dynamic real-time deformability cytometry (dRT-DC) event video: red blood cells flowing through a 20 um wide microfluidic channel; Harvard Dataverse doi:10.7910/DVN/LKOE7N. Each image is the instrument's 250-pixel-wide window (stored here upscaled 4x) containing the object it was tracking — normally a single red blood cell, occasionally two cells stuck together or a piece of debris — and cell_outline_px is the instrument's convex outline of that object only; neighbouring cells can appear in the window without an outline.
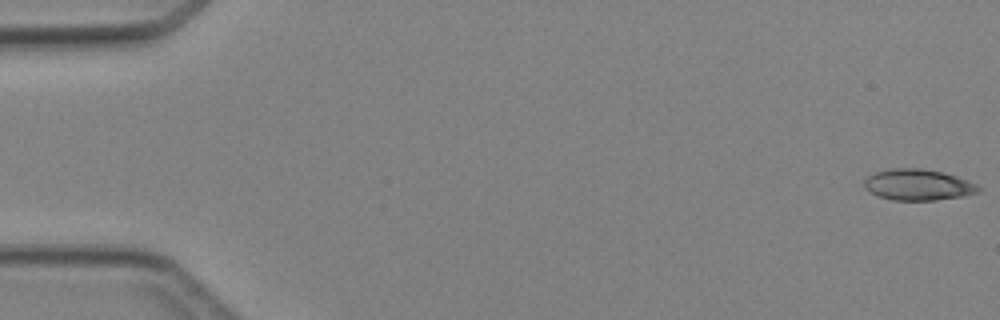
{"species": "Egyptian fruit bat (a non-hibernating species)", "species_latin": "Rousettus aegyptiacus", "temperature_condition": "cold", "stored_images_in_passage": 5, "camera_frame_rate_fps": 3000, "um_per_image_px": 0.085, "animal": {"sex": "female"}, "frame": {"image": 1, "passage_image": 1, "time_ms": 0.0, "image_size_px": [1000, 320], "cell_outline_px": [[980, 188], [976, 192], [964, 196], [936, 200], [892, 200], [876, 196], [864, 188], [864, 180], [868, 176], [876, 172], [888, 168], [920, 168], [944, 172], [956, 176], [976, 184]], "centroid_in_image_um": [77.98, 15.7], "position_along_channel_um": 7.0, "area_um2": 20.75}}
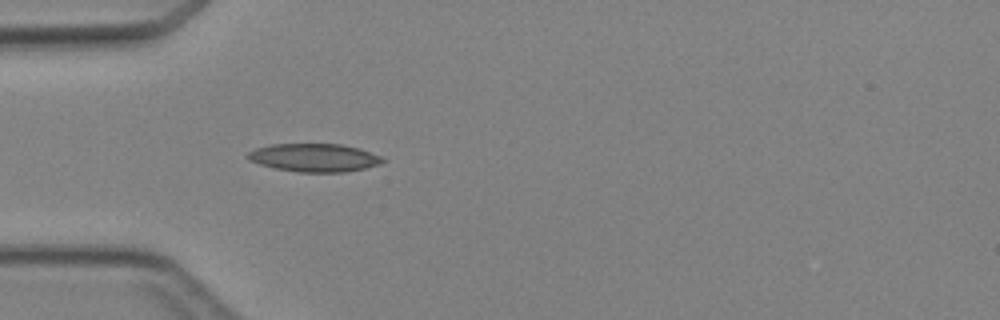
{"frame": {"image": 2, "passage_image": 5, "time_ms": 4.667, "image_size_px": [1000, 320], "cell_outline_px": [[388, 160], [380, 164], [364, 168], [344, 172], [300, 172], [276, 168], [260, 164], [248, 160], [244, 156], [248, 152], [256, 148], [272, 144], [344, 144], [360, 148], [380, 156]], "centroid_in_image_um": [26.72, 13.39], "position_along_channel_um": 58.3, "area_um2": 22.2}}